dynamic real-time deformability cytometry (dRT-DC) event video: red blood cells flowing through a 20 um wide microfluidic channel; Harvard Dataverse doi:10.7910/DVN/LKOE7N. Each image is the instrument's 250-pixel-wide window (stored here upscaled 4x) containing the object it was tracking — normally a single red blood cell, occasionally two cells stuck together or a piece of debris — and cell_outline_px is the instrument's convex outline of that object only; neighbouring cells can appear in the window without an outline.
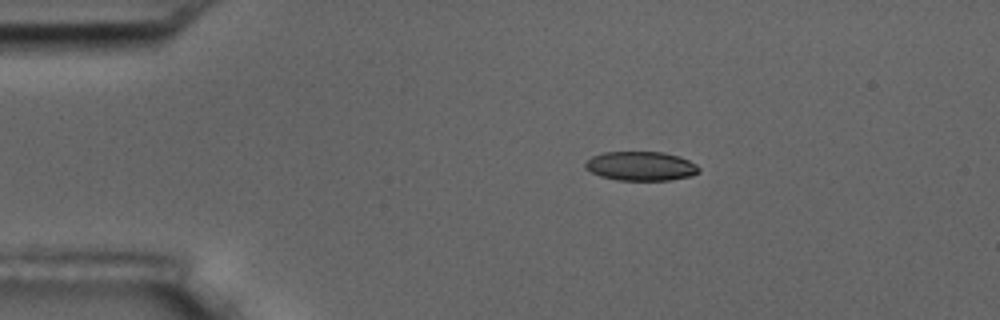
{"species": "common noctule bat (a hibernating species)", "species_latin": "Nyctalus noctula", "temperature_condition": "room temperature", "stored_images_in_passage": 4, "camera_frame_rate_fps": 3000, "um_per_image_px": 0.085, "animal": {"sex": "male", "body_mass_g": 17.5, "forearm_length_mm": 52.3}, "frame": {"image": 1, "passage_image": 1, "time_ms": 0.0, "image_size_px": [1000, 320], "cell_outline_px": [[700, 172], [692, 176], [668, 180], [616, 180], [600, 176], [584, 168], [584, 164], [592, 156], [604, 152], [664, 152], [680, 156], [696, 164], [700, 168]], "centroid_in_image_um": [54.49, 14.12], "position_along_channel_um": 30.5, "area_um2": 19.42}}
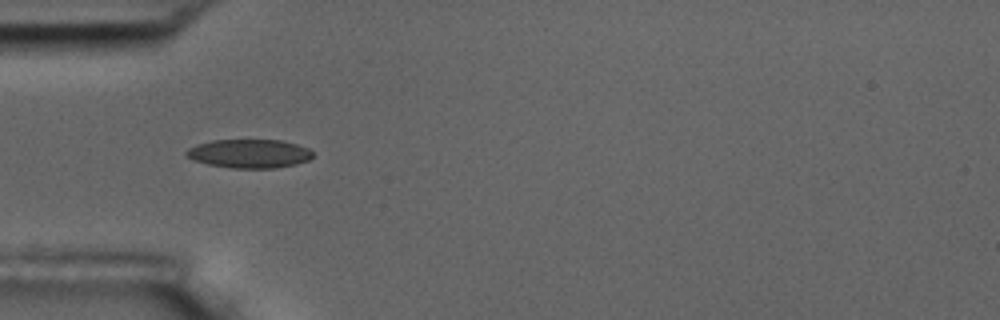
{"frame": {"image": 2, "passage_image": 3, "time_ms": 2.333, "image_size_px": [1000, 320], "cell_outline_px": [[312, 156], [308, 160], [296, 164], [272, 168], [232, 168], [208, 164], [192, 160], [184, 156], [184, 152], [188, 148], [196, 144], [212, 140], [280, 140], [296, 144], [308, 148], [312, 152]], "centroid_in_image_um": [21.13, 13.05], "position_along_channel_um": 63.9, "area_um2": 21.21}}